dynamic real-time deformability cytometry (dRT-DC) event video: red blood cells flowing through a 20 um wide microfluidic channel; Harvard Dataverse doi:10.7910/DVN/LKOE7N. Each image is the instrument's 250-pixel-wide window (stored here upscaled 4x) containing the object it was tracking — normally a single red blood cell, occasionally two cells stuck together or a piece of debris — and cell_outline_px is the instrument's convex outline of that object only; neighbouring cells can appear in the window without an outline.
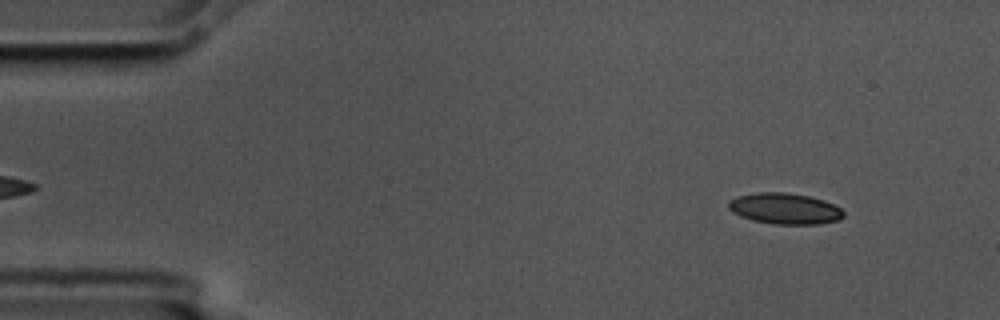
{"species": "common noctule bat (a hibernating species)", "species_latin": "Nyctalus noctula", "temperature_condition": "cold", "stored_images_in_passage": 55, "camera_frame_rate_fps": 3000, "um_per_image_px": 0.085, "animal": {"sex": "male", "body_mass_g": 17.5, "forearm_length_mm": 52.3}, "frame": {"image": 1, "passage_image": 5, "time_ms": 1.333, "image_size_px": [1000, 320], "cell_outline_px": [[844, 216], [840, 220], [820, 224], [776, 224], [752, 220], [740, 216], [732, 212], [728, 208], [728, 200], [736, 196], [756, 192], [784, 192], [808, 196], [824, 200], [840, 208], [844, 212]], "centroid_in_image_um": [66.69, 17.73], "position_along_channel_um": 18.3, "area_um2": 20.92}}
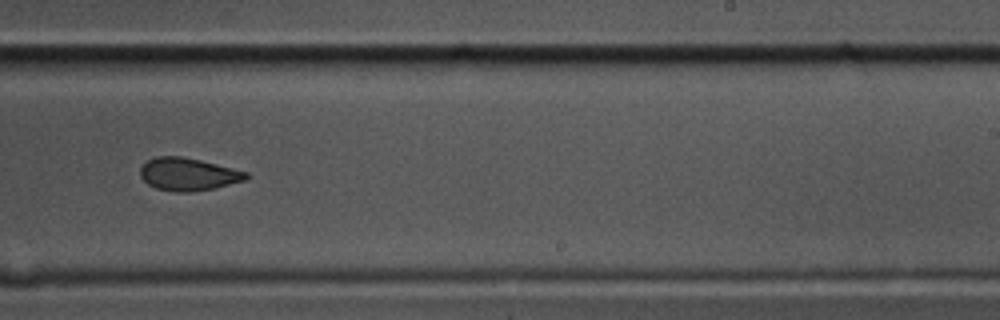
{"frame": {"image": 2, "passage_image": 34, "time_ms": 11.0, "image_size_px": [1000, 320], "cell_outline_px": [[248, 180], [216, 188], [192, 192], [172, 192], [156, 188], [148, 184], [140, 176], [140, 168], [148, 160], [156, 156], [180, 156], [200, 160], [248, 172]], "centroid_in_image_um": [16.01, 14.82], "position_along_channel_um": 273.0, "area_um2": 20.29}}
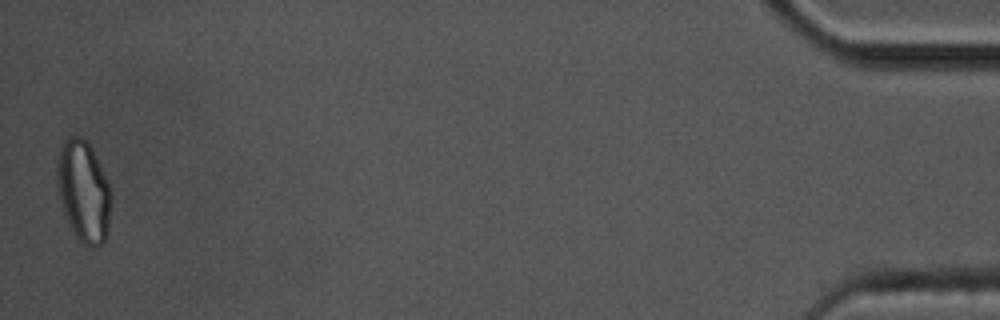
{"frame": {"image": 3, "passage_image": 55, "time_ms": 18.0, "image_size_px": [1000, 320], "cell_outline_px": [[112, 196], [108, 236], [104, 244], [96, 248], [88, 248], [76, 236], [68, 224], [64, 216], [60, 204], [56, 184], [56, 164], [60, 144], [68, 136], [80, 136], [88, 140], [92, 148], [112, 192]], "centroid_in_image_um": [7.09, 16.29], "position_along_channel_um": 428.1, "area_um2": 33.0}, "authors_computed_cell_mechanics": {"area_um2": 20.9814, "velocity_mm_per_s": 3.5497, "shape_relaxation_time_tau1_ms": 6.2047, "shape_relaxation_time_tau2_ms": 3.3624, "deformation_change_tau1": 0.132, "deformation_change_tau2": 0.0864}}